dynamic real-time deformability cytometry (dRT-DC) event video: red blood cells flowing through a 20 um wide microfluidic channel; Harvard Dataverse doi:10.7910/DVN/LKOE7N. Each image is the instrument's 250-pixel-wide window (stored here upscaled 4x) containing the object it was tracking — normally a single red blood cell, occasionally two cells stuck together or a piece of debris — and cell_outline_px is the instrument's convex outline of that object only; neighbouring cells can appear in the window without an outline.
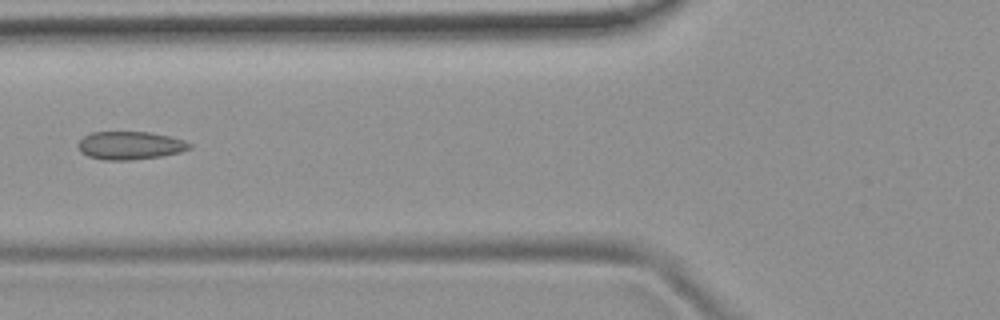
{"species": "common noctule bat (a hibernating species)", "species_latin": "Nyctalus noctula", "temperature_condition": "room temperature", "stored_images_in_passage": 9, "camera_frame_rate_fps": 3000, "um_per_image_px": 0.085, "animal": {"sex": "female", "body_mass_g": 19.9}, "frame": {"image": 1, "passage_image": 6, "time_ms": 1.667, "image_size_px": [1000, 320], "cell_outline_px": [[192, 148], [180, 152], [160, 156], [132, 160], [104, 160], [88, 156], [80, 152], [76, 144], [84, 136], [92, 132], [148, 132], [168, 136], [184, 140], [192, 144]], "centroid_in_image_um": [11.04, 12.37], "position_along_channel_um": 114.8, "area_um2": 18.26}}
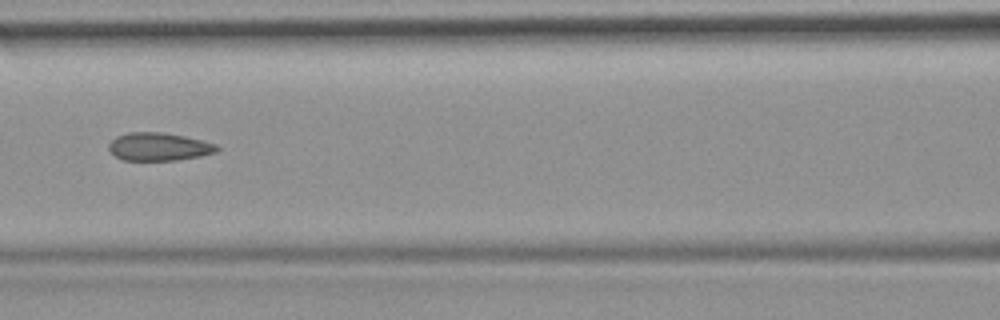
{"frame": {"image": 2, "passage_image": 7, "time_ms": 2.0, "image_size_px": [1000, 320], "cell_outline_px": [[220, 148], [216, 152], [200, 156], [176, 160], [124, 160], [116, 156], [108, 148], [108, 144], [116, 136], [128, 132], [160, 132], [184, 136], [204, 140], [216, 144]], "centroid_in_image_um": [13.51, 12.46], "position_along_channel_um": 153.1, "area_um2": 17.63}}
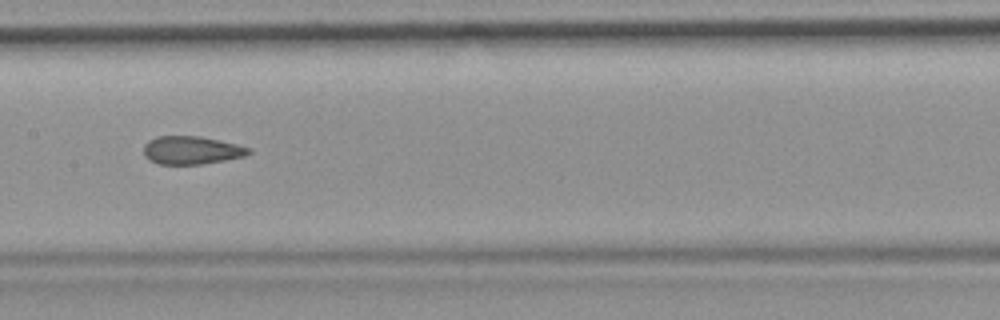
{"frame": {"image": 3, "passage_image": 8, "time_ms": 2.333, "image_size_px": [1000, 320], "cell_outline_px": [[252, 152], [244, 156], [224, 160], [200, 164], [160, 164], [148, 160], [144, 156], [144, 144], [148, 140], [156, 136], [200, 136], [236, 144], [252, 148]], "centroid_in_image_um": [16.25, 12.76], "position_along_channel_um": 191.1, "area_um2": 17.22}}